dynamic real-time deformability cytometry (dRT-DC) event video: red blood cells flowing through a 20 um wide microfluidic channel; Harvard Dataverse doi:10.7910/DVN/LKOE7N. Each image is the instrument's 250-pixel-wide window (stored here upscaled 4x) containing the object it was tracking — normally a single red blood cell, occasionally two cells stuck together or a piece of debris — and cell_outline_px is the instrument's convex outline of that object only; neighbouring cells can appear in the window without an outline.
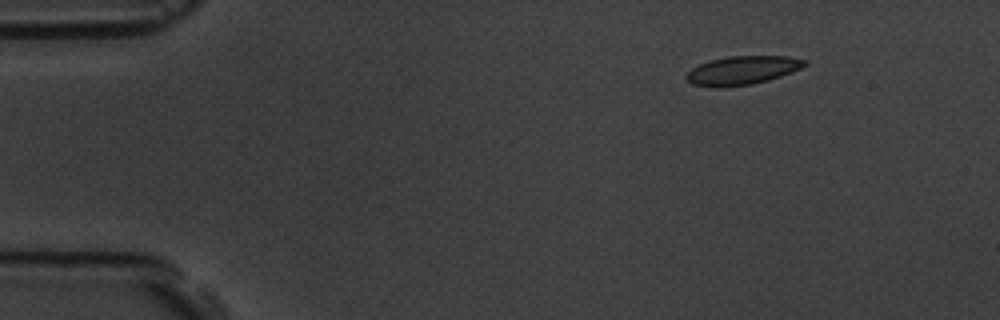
{"species": "common noctule bat (a hibernating species)", "species_latin": "Nyctalus noctula", "temperature_condition": "room temperature", "stored_images_in_passage": 9, "camera_frame_rate_fps": 3000, "um_per_image_px": 0.085, "animal": {"sex": "male", "body_mass_g": 19.5, "forearm_length_mm": 54.6}, "frame": {"image": 1, "passage_image": 3, "time_ms": 2.333, "image_size_px": [1000, 320], "cell_outline_px": [[808, 64], [792, 72], [768, 80], [752, 84], [716, 88], [712, 88], [692, 84], [684, 76], [692, 68], [708, 60], [728, 56], [788, 56], [808, 60]], "centroid_in_image_um": [63.09, 5.98], "position_along_channel_um": 21.9, "area_um2": 19.88}}
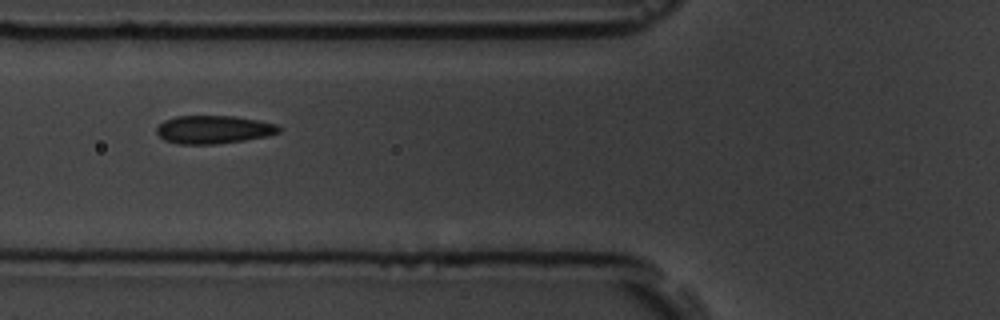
{"frame": {"image": 2, "passage_image": 7, "time_ms": 7.0, "image_size_px": [1000, 320], "cell_outline_px": [[284, 128], [280, 132], [268, 136], [244, 140], [216, 144], [180, 144], [164, 140], [156, 132], [156, 128], [164, 120], [176, 116], [236, 116], [260, 120], [276, 124]], "centroid_in_image_um": [18.2, 11.01], "position_along_channel_um": 107.6, "area_um2": 20.23}}
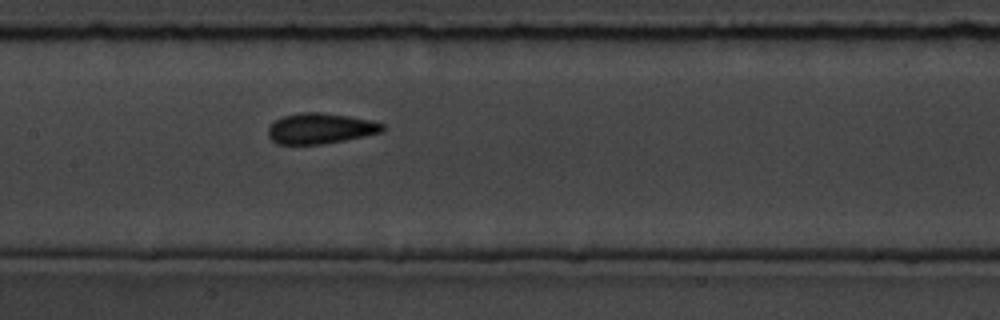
{"frame": {"image": 3, "passage_image": 9, "time_ms": 9.0, "image_size_px": [1000, 320], "cell_outline_px": [[384, 132], [324, 144], [276, 144], [268, 136], [268, 128], [280, 116], [300, 112], [320, 112], [348, 116], [372, 120], [384, 124]], "centroid_in_image_um": [27.23, 10.91], "position_along_channel_um": 180.2, "area_um2": 20.52}}